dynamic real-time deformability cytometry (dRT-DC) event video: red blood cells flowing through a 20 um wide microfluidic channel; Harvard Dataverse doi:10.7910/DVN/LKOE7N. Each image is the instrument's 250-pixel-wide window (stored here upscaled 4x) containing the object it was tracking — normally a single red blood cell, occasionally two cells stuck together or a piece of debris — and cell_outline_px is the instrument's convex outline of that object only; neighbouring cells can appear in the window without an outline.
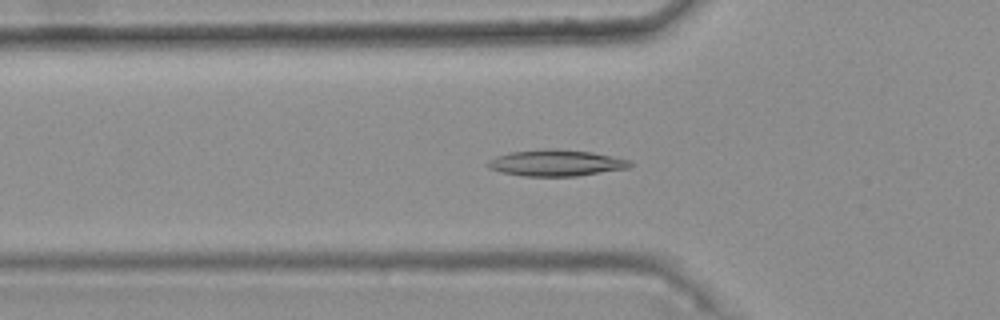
{"species": "common noctule bat (a hibernating species)", "species_latin": "Nyctalus noctula", "temperature_condition": "warm", "stored_images_in_passage": 45, "camera_frame_rate_fps": 3000, "um_per_image_px": 0.085, "animal": {"sex": "female", "body_mass_g": 25.1}, "frame": {"image": 1, "passage_image": 17, "time_ms": 5.333, "image_size_px": [1000, 320], "cell_outline_px": [[632, 164], [628, 168], [576, 176], [524, 176], [500, 172], [488, 168], [484, 164], [488, 160], [496, 156], [508, 152], [544, 148], [548, 148], [592, 152], [628, 160]], "centroid_in_image_um": [47.17, 13.84], "position_along_channel_um": 78.6, "area_um2": 21.85}}
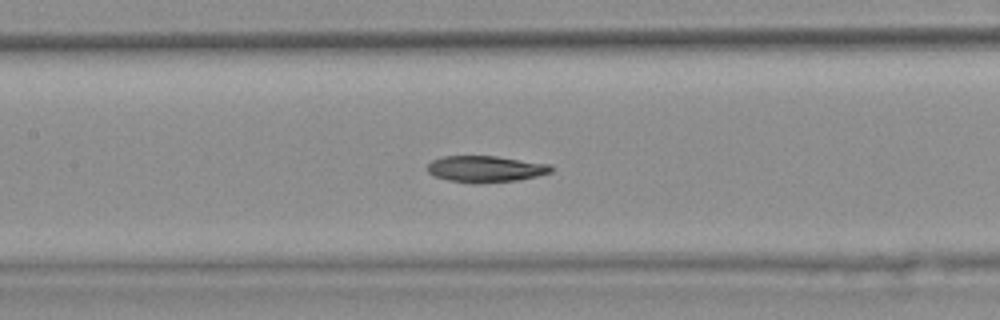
{"frame": {"image": 2, "passage_image": 24, "time_ms": 7.667, "image_size_px": [1000, 320], "cell_outline_px": [[552, 172], [536, 176], [516, 180], [476, 184], [472, 184], [448, 180], [432, 176], [428, 172], [428, 164], [432, 160], [444, 156], [496, 156], [548, 164], [552, 168]], "centroid_in_image_um": [41.22, 14.37], "position_along_channel_um": 166.2, "area_um2": 19.02}}
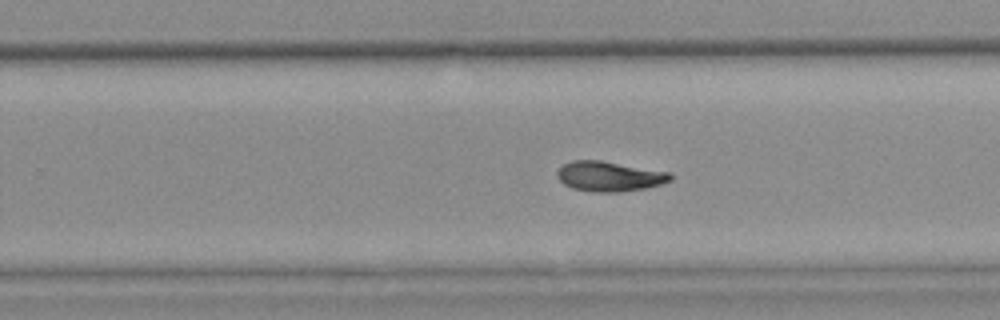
{"frame": {"image": 3, "passage_image": 33, "time_ms": 10.667, "image_size_px": [1000, 320], "cell_outline_px": [[672, 180], [648, 188], [620, 192], [596, 192], [572, 188], [564, 184], [556, 176], [556, 172], [564, 164], [572, 160], [600, 160], [672, 172]], "centroid_in_image_um": [51.82, 14.99], "position_along_channel_um": 278.0, "area_um2": 19.94}, "authors_computed_cell_mechanics": {"area_um2": 19.941, "velocity_mm_per_s": 3.7376, "shape_relaxation_time_tau1_ms": null, "shape_relaxation_time_tau2_ms": 7.9936, "deformation_change_tau1": null, "deformation_change_tau2": 0.1414}}